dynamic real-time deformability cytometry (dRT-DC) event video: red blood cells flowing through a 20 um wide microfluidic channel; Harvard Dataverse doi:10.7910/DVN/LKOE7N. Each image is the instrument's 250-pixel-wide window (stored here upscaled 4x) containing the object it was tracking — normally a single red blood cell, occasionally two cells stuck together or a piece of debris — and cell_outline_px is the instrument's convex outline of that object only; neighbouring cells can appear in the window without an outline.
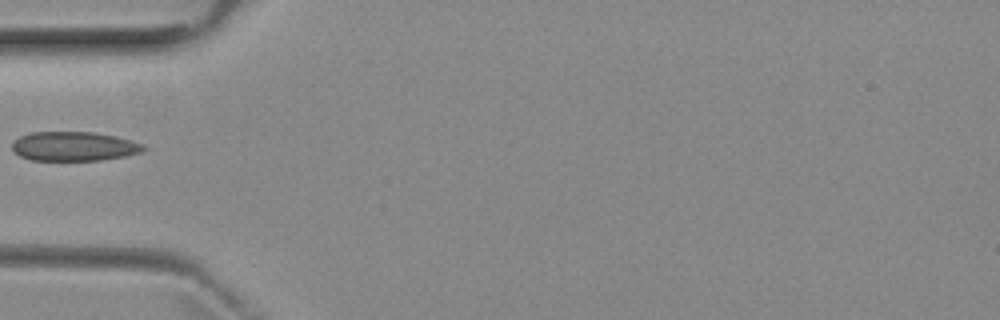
{"species": "common noctule bat (a hibernating species)", "species_latin": "Nyctalus noctula", "temperature_condition": "room temperature", "stored_images_in_passage": 5, "camera_frame_rate_fps": 3000, "um_per_image_px": 0.085, "animal": {"sex": "female", "body_mass_g": 29.2, "forearm_length_mm": 56.3}, "frame": {"image": 1, "passage_image": 5, "time_ms": 5.333, "image_size_px": [1000, 320], "cell_outline_px": [[148, 148], [140, 152], [124, 156], [100, 160], [32, 160], [20, 156], [12, 152], [12, 140], [20, 136], [32, 132], [92, 132], [116, 136], [132, 140], [144, 144]], "centroid_in_image_um": [6.27, 12.43], "position_along_channel_um": 78.7, "area_um2": 22.54}}